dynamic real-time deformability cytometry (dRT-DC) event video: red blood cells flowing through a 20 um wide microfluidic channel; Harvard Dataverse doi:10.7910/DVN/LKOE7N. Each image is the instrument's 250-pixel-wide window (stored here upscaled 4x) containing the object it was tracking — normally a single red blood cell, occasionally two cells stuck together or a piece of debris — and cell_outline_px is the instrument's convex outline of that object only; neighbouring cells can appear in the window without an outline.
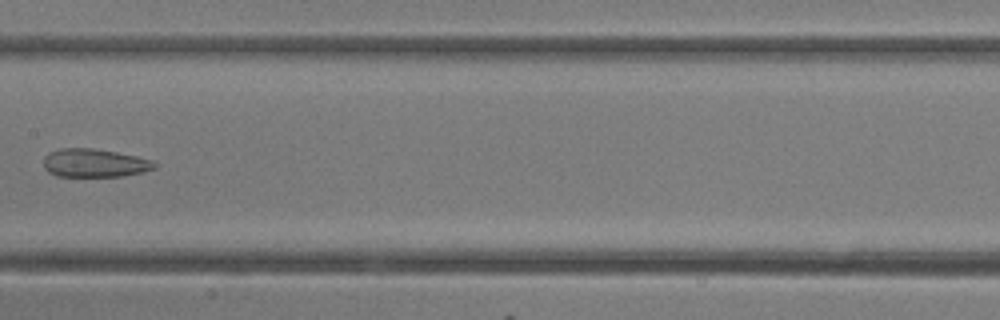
{"species": "common noctule bat (a hibernating species)", "species_latin": "Nyctalus noctula", "temperature_condition": "room temperature", "stored_images_in_passage": 19, "camera_frame_rate_fps": 3000, "um_per_image_px": 0.085, "animal": {"sex": "female"}, "frame": {"image": 1, "passage_image": 16, "time_ms": 5.0, "image_size_px": [1000, 320], "cell_outline_px": [[156, 168], [144, 172], [120, 176], [56, 176], [48, 172], [44, 168], [44, 156], [48, 152], [60, 148], [92, 148], [116, 152], [136, 156], [152, 160], [156, 164]], "centroid_in_image_um": [8.01, 13.85], "position_along_channel_um": 199.4, "area_um2": 18.38}}